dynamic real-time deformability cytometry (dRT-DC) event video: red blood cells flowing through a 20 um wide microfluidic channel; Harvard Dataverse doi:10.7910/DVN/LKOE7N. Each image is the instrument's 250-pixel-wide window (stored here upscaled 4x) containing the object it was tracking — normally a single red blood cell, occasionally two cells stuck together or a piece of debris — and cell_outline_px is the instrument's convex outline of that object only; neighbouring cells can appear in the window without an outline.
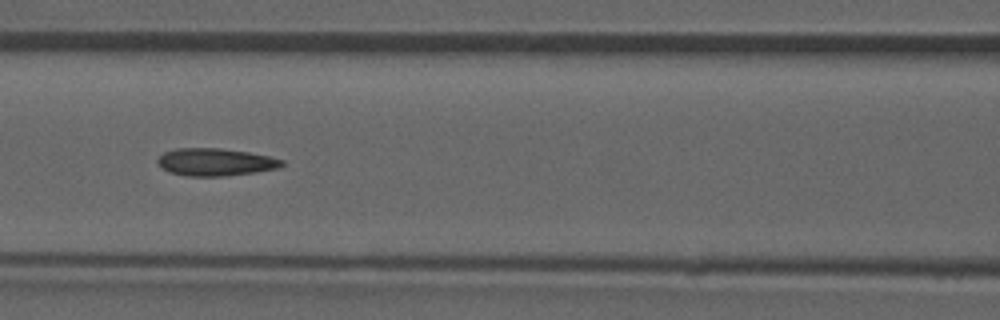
{"species": "common noctule bat (a hibernating species)", "species_latin": "Nyctalus noctula", "temperature_condition": "room temperature", "stored_images_in_passage": 40, "camera_frame_rate_fps": 3000, "um_per_image_px": 0.085, "animal": {"sex": "male", "forearm_length_mm": 52.5}, "frame": {"image": 1, "passage_image": 21, "time_ms": 6.667, "image_size_px": [1000, 320], "cell_outline_px": [[284, 164], [280, 168], [256, 172], [224, 176], [188, 176], [168, 172], [156, 160], [164, 152], [176, 148], [220, 148], [248, 152], [268, 156], [284, 160]], "centroid_in_image_um": [18.33, 13.77], "position_along_channel_um": 148.3, "area_um2": 19.88}, "authors_computed_cell_mechanics": {"area_um2": 20.1433, "velocity_mm_per_s": 3.965, "shape_relaxation_time_tau1_ms": null, "shape_relaxation_time_tau2_ms": 2.9836, "deformation_change_tau1": null, "deformation_change_tau2": 0.1148}}